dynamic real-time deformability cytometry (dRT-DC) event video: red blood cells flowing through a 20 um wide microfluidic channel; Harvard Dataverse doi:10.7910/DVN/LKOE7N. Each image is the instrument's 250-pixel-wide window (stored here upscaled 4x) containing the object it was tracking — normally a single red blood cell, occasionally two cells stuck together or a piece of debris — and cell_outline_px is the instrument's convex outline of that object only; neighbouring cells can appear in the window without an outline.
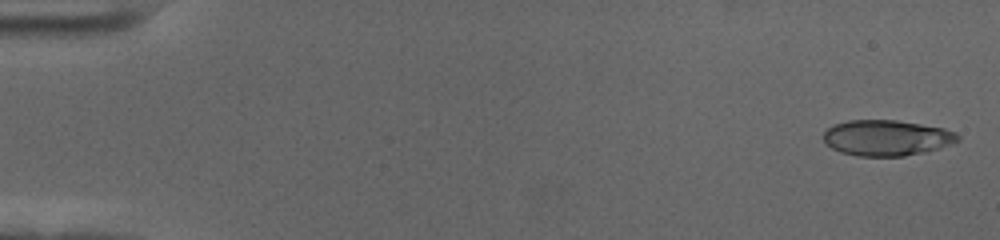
{"species": "human", "species_latin": "Homo sapiens", "temperature_condition": "cold", "stored_images_in_passage": 58, "camera_frame_rate_fps": 3000, "um_per_image_px": 0.085, "donor": {"sex": "female"}, "frame": {"image": 1, "passage_image": 2, "time_ms": 0.333, "image_size_px": [1000, 240], "cell_outline_px": [[960, 140], [952, 144], [924, 152], [904, 156], [860, 156], [840, 152], [832, 148], [824, 140], [824, 132], [828, 128], [836, 124], [848, 120], [896, 120], [944, 128], [956, 132], [960, 136]], "centroid_in_image_um": [75.4, 11.71], "position_along_channel_um": 9.6, "area_um2": 27.86}}
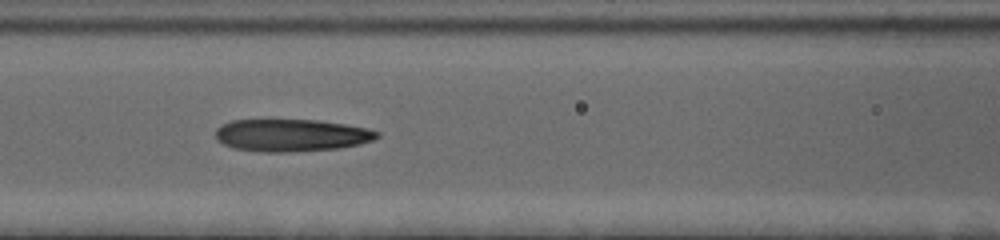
{"frame": {"image": 2, "passage_image": 26, "time_ms": 8.333, "image_size_px": [1000, 240], "cell_outline_px": [[380, 136], [372, 140], [360, 144], [340, 148], [288, 152], [260, 152], [236, 148], [224, 144], [216, 140], [216, 128], [220, 124], [232, 120], [320, 120], [368, 128], [380, 132]], "centroid_in_image_um": [24.77, 11.49], "position_along_channel_um": 141.8, "area_um2": 30.58}}
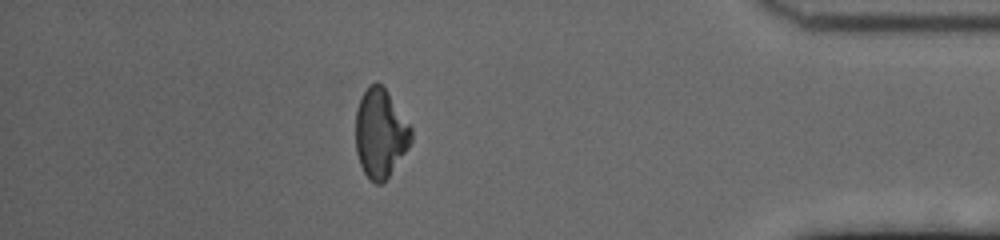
{"frame": {"image": 3, "passage_image": 51, "time_ms": 16.667, "image_size_px": [1000, 240], "cell_outline_px": [[412, 140], [408, 148], [388, 176], [380, 184], [376, 184], [368, 180], [360, 164], [356, 152], [356, 108], [368, 84], [376, 80], [384, 88], [412, 128]], "centroid_in_image_um": [32.31, 11.33], "position_along_channel_um": 402.9, "area_um2": 28.55}, "authors_computed_cell_mechanics": {"area_um2": 29.6803, "velocity_mm_per_s": 3.5657, "shape_relaxation_time_tau1_ms": 4.0312, "shape_relaxation_time_tau2_ms": 2.6061, "deformation_change_tau1": 0.1686, "deformation_change_tau2": 0.1369}}